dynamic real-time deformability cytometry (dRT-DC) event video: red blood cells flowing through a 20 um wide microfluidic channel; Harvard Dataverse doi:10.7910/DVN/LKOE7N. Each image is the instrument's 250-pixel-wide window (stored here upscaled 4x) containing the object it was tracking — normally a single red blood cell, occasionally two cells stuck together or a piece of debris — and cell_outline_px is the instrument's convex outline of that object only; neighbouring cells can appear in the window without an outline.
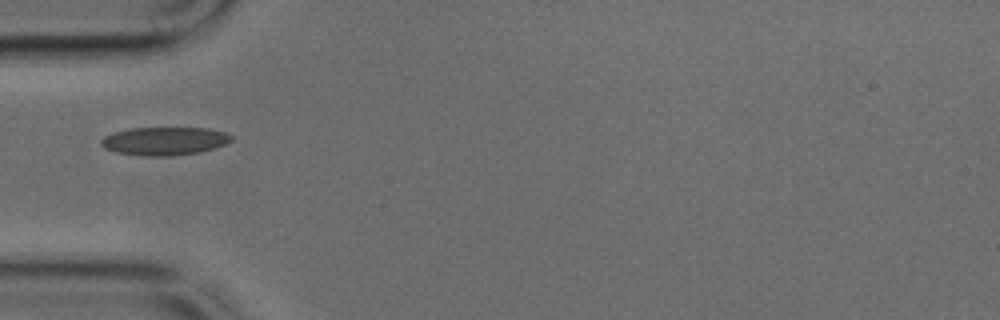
{"species": "common noctule bat (a hibernating species)", "species_latin": "Nyctalus noctula", "temperature_condition": "cold", "stored_images_in_passage": 34, "camera_frame_rate_fps": 3000, "um_per_image_px": 0.085, "animal": {"sex": "male", "body_mass_g": 17.9, "forearm_length_mm": 54.2}, "frame": {"image": 1, "passage_image": 1, "time_ms": 0.0, "image_size_px": [1000, 320], "cell_outline_px": [[232, 140], [224, 144], [212, 148], [196, 152], [168, 156], [144, 156], [116, 152], [104, 148], [100, 144], [100, 140], [104, 136], [128, 128], [208, 128], [224, 132], [232, 136]], "centroid_in_image_um": [13.93, 11.98], "position_along_channel_um": 71.1, "area_um2": 21.15}}
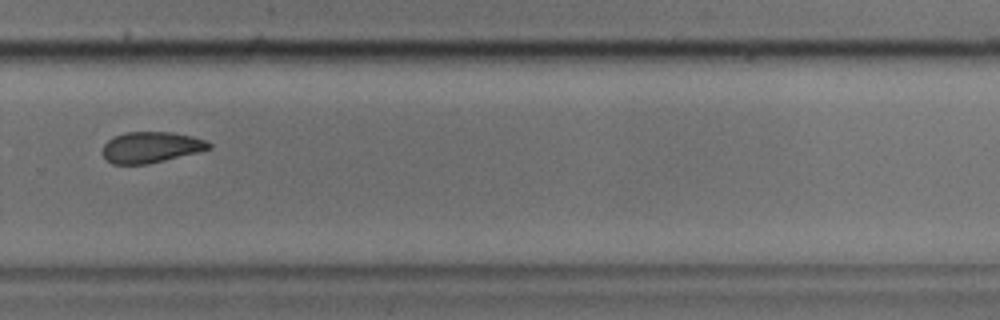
{"frame": {"image": 2, "passage_image": 19, "time_ms": 6.0, "image_size_px": [1000, 320], "cell_outline_px": [[212, 148], [148, 164], [112, 164], [100, 152], [104, 144], [108, 140], [116, 136], [128, 132], [172, 132], [192, 136], [204, 140], [212, 144]], "centroid_in_image_um": [12.81, 12.51], "position_along_channel_um": 317.0, "area_um2": 19.02}}
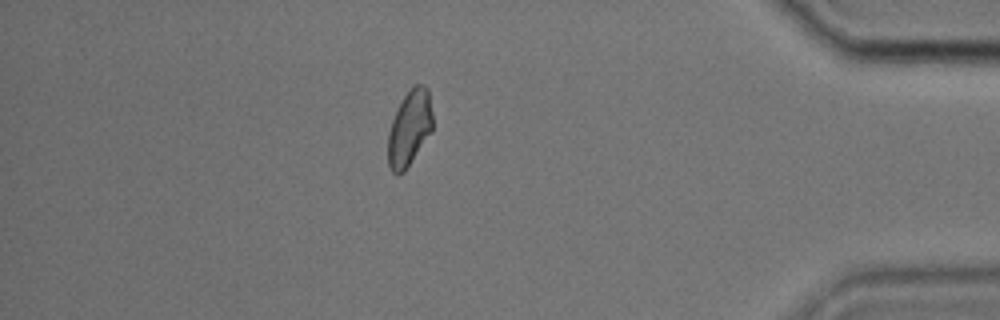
{"frame": {"image": 3, "passage_image": 28, "time_ms": 9.0, "image_size_px": [1000, 320], "cell_outline_px": [[432, 132], [404, 172], [396, 176], [392, 172], [388, 164], [388, 132], [392, 120], [404, 96], [416, 84], [424, 84], [428, 88], [432, 112]], "centroid_in_image_um": [34.81, 10.93], "position_along_channel_um": 400.4, "area_um2": 19.65}}